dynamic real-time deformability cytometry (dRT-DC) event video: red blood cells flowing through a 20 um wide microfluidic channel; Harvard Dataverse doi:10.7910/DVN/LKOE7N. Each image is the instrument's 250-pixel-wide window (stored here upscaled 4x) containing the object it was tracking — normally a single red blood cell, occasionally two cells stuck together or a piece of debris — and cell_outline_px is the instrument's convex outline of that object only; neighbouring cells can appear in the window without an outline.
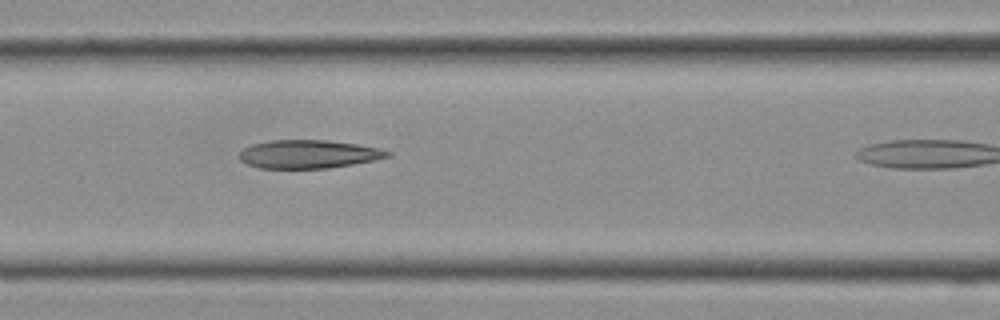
{"species": "Egyptian fruit bat (a non-hibernating species)", "species_latin": "Rousettus aegyptiacus", "temperature_condition": "cold", "stored_images_in_passage": 9, "segment_of_instrument_passage": [1, 2], "camera_frame_rate_fps": 3000, "um_per_image_px": 0.085, "frame": {"image": 1, "passage_image": 8, "time_ms": 2.333, "image_size_px": [1000, 320], "cell_outline_px": [[392, 156], [376, 160], [328, 168], [260, 168], [248, 164], [240, 160], [240, 152], [244, 148], [252, 144], [268, 140], [328, 140], [356, 144], [380, 148], [392, 152]], "centroid_in_image_um": [26.26, 13.1], "position_along_channel_um": 140.3, "area_um2": 24.51}}